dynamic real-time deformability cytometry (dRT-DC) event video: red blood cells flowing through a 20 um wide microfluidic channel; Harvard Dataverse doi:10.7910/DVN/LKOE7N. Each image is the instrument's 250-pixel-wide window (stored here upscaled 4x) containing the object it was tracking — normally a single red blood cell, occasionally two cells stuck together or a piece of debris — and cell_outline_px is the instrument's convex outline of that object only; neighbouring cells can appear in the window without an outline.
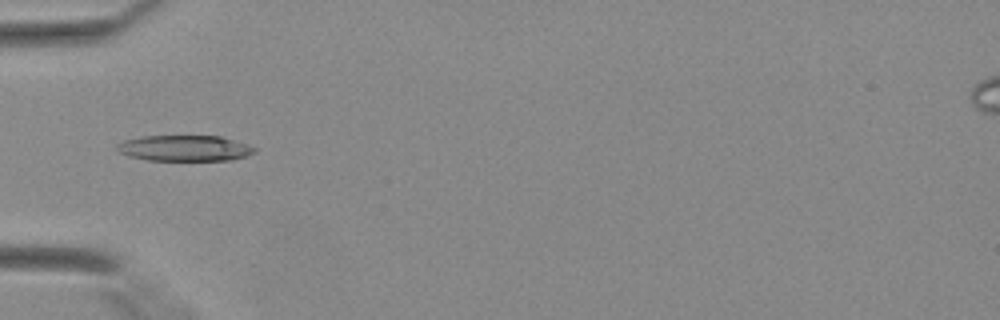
{"species": "Egyptian fruit bat (a non-hibernating species)", "species_latin": "Rousettus aegyptiacus", "temperature_condition": "warm", "stored_images_in_passage": 33, "camera_frame_rate_fps": 3000, "um_per_image_px": 0.085, "animal": {"sex": "female"}, "frame": {"image": 1, "passage_image": 14, "time_ms": 4.333, "image_size_px": [1000, 320], "cell_outline_px": [[256, 152], [248, 156], [232, 160], [148, 160], [128, 156], [120, 152], [116, 148], [116, 144], [124, 140], [144, 136], [220, 136], [256, 148]], "centroid_in_image_um": [15.68, 12.6], "position_along_channel_um": 69.3, "area_um2": 20.58}}
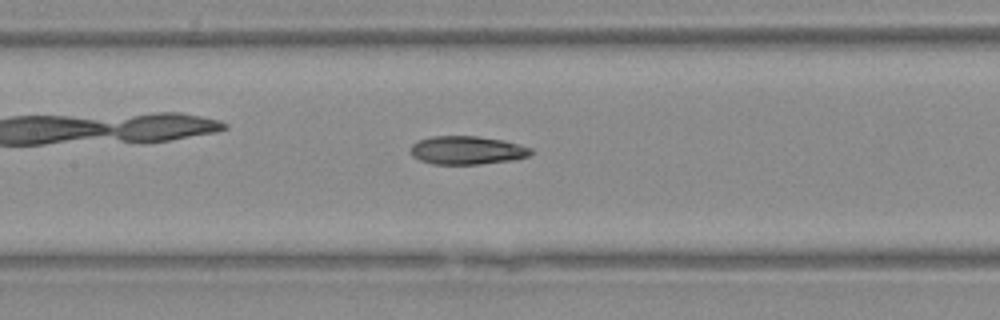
{"frame": {"image": 2, "passage_image": 20, "time_ms": 6.333, "image_size_px": [1000, 320], "cell_outline_px": [[532, 152], [528, 156], [512, 160], [480, 164], [432, 164], [420, 160], [412, 156], [408, 152], [408, 148], [412, 144], [420, 140], [432, 136], [476, 136], [504, 140], [520, 144], [532, 148]], "centroid_in_image_um": [39.66, 12.77], "position_along_channel_um": 167.7, "area_um2": 20.06}}
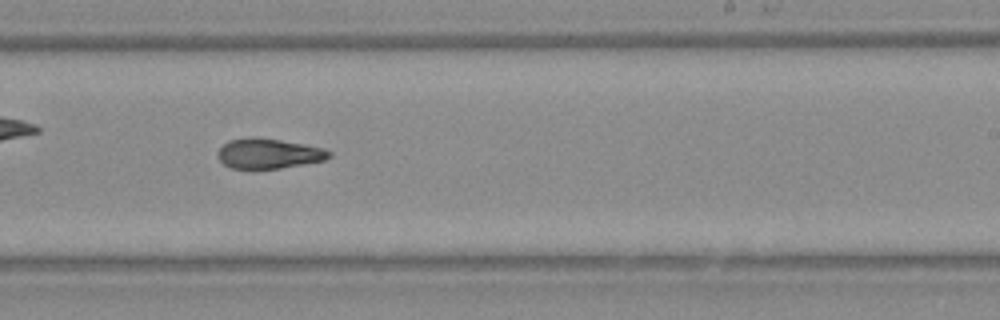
{"frame": {"image": 3, "passage_image": 26, "time_ms": 8.333, "image_size_px": [1000, 320], "cell_outline_px": [[332, 156], [324, 160], [280, 168], [248, 172], [232, 168], [224, 164], [220, 160], [220, 148], [228, 140], [248, 136], [252, 136], [280, 140], [304, 144], [324, 148], [332, 152]], "centroid_in_image_um": [22.82, 13.08], "position_along_channel_um": 266.2, "area_um2": 20.0}}